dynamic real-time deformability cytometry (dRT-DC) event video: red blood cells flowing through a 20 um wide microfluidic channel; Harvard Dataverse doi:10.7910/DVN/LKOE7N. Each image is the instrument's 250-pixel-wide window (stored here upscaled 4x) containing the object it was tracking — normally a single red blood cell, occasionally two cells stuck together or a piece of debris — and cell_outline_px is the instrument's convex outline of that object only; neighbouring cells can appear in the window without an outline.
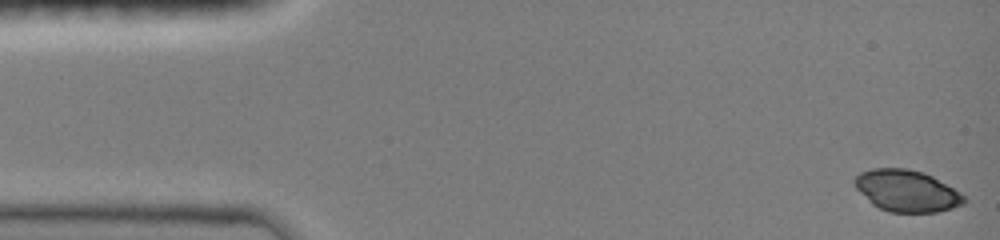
{"species": "common noctule bat (a hibernating species)", "species_latin": "Nyctalus noctula", "temperature_condition": "room temperature", "stored_images_in_passage": 46, "camera_frame_rate_fps": 3000, "um_per_image_px": 0.085, "animal": {"sex": "female", "body_mass_g": 19.0, "forearm_length_mm": 51.5}, "frame": {"image": 1, "passage_image": 1, "time_ms": 0.0, "image_size_px": [1000, 240], "cell_outline_px": [[968, 200], [964, 204], [952, 208], [936, 212], [888, 212], [872, 204], [856, 188], [852, 180], [860, 172], [872, 168], [908, 168], [924, 172], [932, 176], [960, 192]], "centroid_in_image_um": [77.07, 16.21], "position_along_channel_um": 7.9, "area_um2": 26.65}}
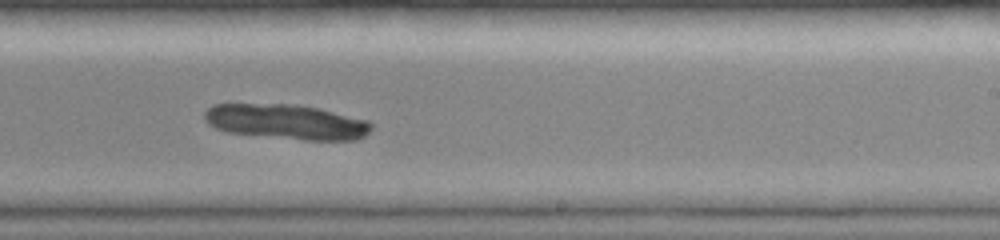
{"frame": {"image": 2, "passage_image": 29, "time_ms": 9.333, "image_size_px": [1000, 240], "cell_outline_px": [[372, 128], [364, 136], [356, 140], [304, 140], [228, 132], [216, 128], [208, 124], [204, 120], [204, 112], [212, 104], [296, 104], [320, 108], [368, 120], [372, 124]], "centroid_in_image_um": [24.35, 10.35], "position_along_channel_um": 264.6, "area_um2": 34.16}}
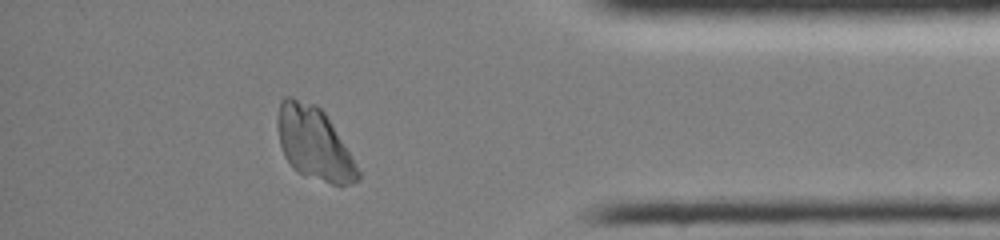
{"frame": {"image": 3, "passage_image": 41, "time_ms": 13.333, "image_size_px": [1000, 240], "cell_outline_px": [[360, 176], [352, 184], [340, 188], [296, 172], [292, 168], [284, 156], [280, 144], [276, 124], [276, 116], [280, 100], [284, 96], [292, 96], [316, 104], [324, 112], [356, 164], [360, 172]], "centroid_in_image_um": [26.66, 12.2], "position_along_channel_um": 408.5, "area_um2": 34.39}}